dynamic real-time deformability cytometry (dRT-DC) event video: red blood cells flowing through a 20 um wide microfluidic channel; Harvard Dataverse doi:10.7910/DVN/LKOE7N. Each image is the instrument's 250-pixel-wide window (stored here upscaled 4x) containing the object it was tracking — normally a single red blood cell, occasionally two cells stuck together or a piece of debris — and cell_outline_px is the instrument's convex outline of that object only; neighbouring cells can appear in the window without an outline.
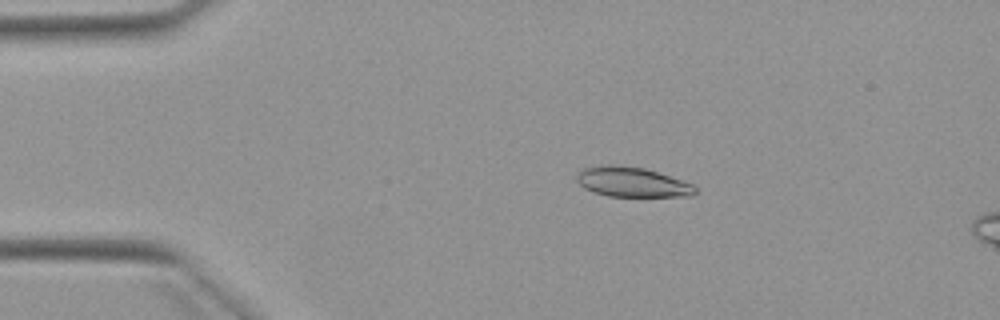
{"species": "Egyptian fruit bat (a non-hibernating species)", "species_latin": "Rousettus aegyptiacus", "temperature_condition": "warm", "stored_images_in_passage": 5, "camera_frame_rate_fps": 3000, "um_per_image_px": 0.085, "animal": {"sex": "female"}, "frame": {"image": 1, "passage_image": 3, "time_ms": 2.333, "image_size_px": [1000, 320], "cell_outline_px": [[696, 192], [692, 196], [608, 196], [592, 192], [584, 188], [576, 180], [576, 172], [584, 168], [600, 164], [608, 164], [644, 168], [692, 184], [696, 188]], "centroid_in_image_um": [53.65, 15.47], "position_along_channel_um": 31.3, "area_um2": 20.52}}
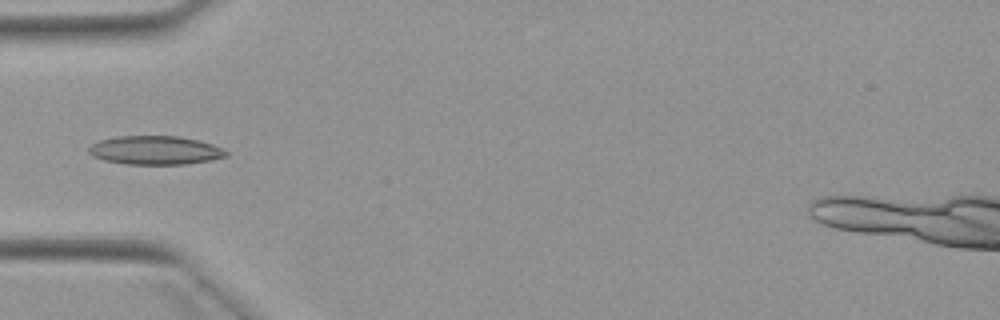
{"frame": {"image": 2, "passage_image": 5, "time_ms": 4.667, "image_size_px": [1000, 320], "cell_outline_px": [[228, 156], [212, 160], [188, 164], [124, 164], [104, 160], [92, 156], [88, 152], [88, 148], [92, 144], [100, 140], [116, 136], [180, 136], [200, 140], [224, 148], [228, 152]], "centroid_in_image_um": [13.22, 12.77], "position_along_channel_um": 71.8, "area_um2": 23.24}}